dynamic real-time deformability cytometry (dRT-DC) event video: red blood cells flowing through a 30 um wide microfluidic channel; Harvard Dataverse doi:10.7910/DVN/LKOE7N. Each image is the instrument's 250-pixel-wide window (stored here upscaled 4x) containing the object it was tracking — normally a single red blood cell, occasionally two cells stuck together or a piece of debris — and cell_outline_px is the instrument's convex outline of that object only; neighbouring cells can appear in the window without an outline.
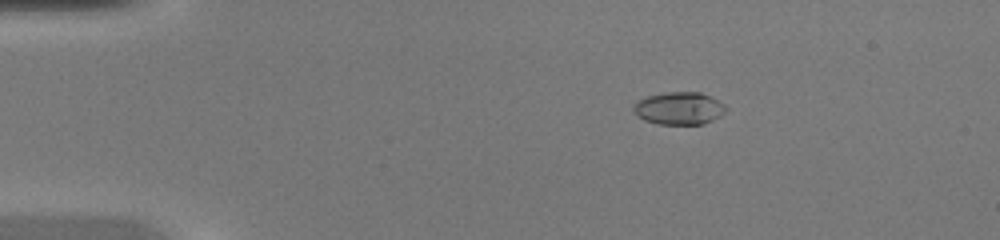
{"species": "common noctule bat (a hibernating species)", "species_latin": "Nyctalus noctula", "temperature_condition": "warm", "stored_images_in_passage": 42, "camera_frame_rate_fps": 3000, "um_per_image_px": 0.085, "animal": {"sex": "female", "body_mass_g": 20.0, "forearm_length_mm": 54.0}, "frame": {"image": 1, "passage_image": 4, "time_ms": 1.0, "image_size_px": [1000, 240], "cell_outline_px": [[728, 108], [720, 116], [704, 124], [656, 124], [644, 120], [636, 116], [632, 112], [632, 108], [640, 100], [648, 96], [668, 92], [700, 92], [724, 104]], "centroid_in_image_um": [57.71, 9.22], "position_along_channel_um": 27.3, "area_um2": 17.46}}
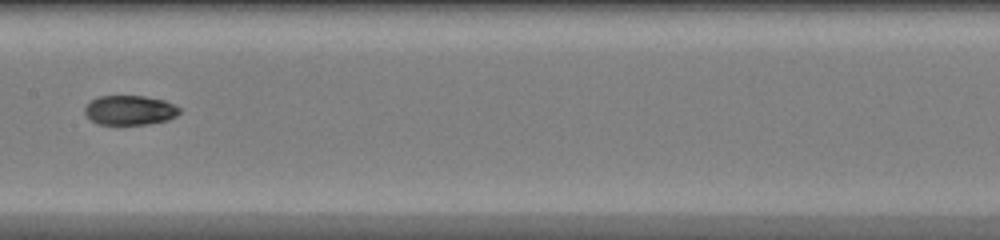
{"frame": {"image": 2, "passage_image": 20, "time_ms": 6.333, "image_size_px": [1000, 240], "cell_outline_px": [[180, 112], [176, 116], [168, 120], [148, 124], [96, 124], [84, 112], [84, 108], [92, 100], [100, 96], [144, 96], [164, 100], [180, 108]], "centroid_in_image_um": [11.04, 9.37], "position_along_channel_um": 196.4, "area_um2": 16.18}}
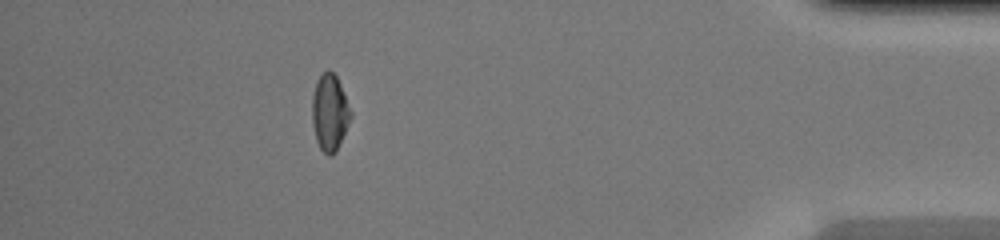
{"frame": {"image": 3, "passage_image": 37, "time_ms": 12.0, "image_size_px": [1000, 240], "cell_outline_px": [[352, 116], [336, 152], [332, 156], [328, 156], [320, 148], [316, 140], [312, 124], [312, 96], [316, 80], [328, 68], [336, 76], [340, 84], [352, 112]], "centroid_in_image_um": [28.02, 9.57], "position_along_channel_um": 407.2, "area_um2": 17.28}}